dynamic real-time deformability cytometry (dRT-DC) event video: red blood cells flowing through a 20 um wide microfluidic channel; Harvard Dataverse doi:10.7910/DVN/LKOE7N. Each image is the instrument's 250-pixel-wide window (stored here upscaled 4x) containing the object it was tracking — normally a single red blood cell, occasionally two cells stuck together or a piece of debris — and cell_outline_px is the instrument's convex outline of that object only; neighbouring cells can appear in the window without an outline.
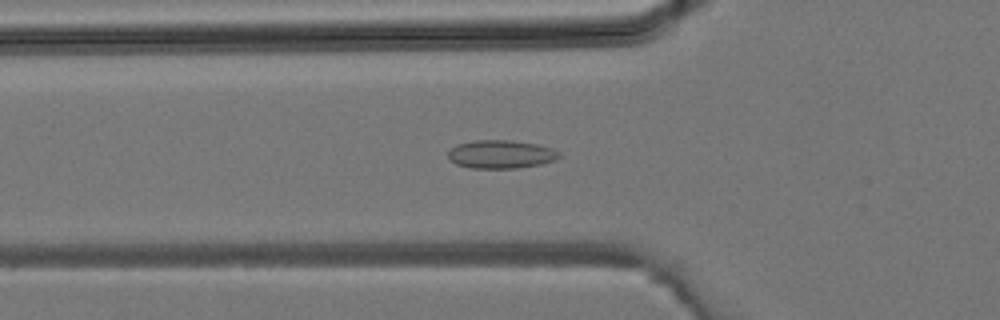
{"species": "common noctule bat (a hibernating species)", "species_latin": "Nyctalus noctula", "temperature_condition": "room temperature", "stored_images_in_passage": 27, "camera_frame_rate_fps": 3000, "um_per_image_px": 0.085, "animal": {"sex": "male", "body_mass_g": 19.2, "forearm_length_mm": 51.8}, "frame": {"image": 1, "passage_image": 5, "time_ms": 1.333, "image_size_px": [1000, 320], "cell_outline_px": [[560, 156], [556, 160], [540, 164], [520, 168], [472, 168], [456, 164], [448, 160], [448, 152], [456, 144], [472, 140], [512, 140], [536, 144], [552, 148], [560, 152]], "centroid_in_image_um": [42.56, 13.11], "position_along_channel_um": 83.2, "area_um2": 18.5}}
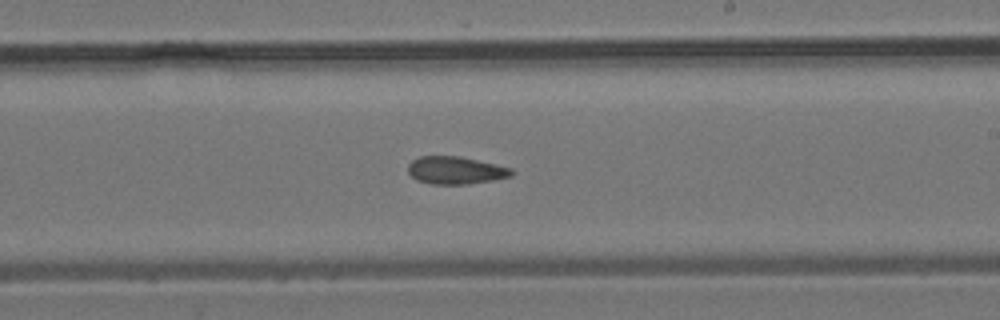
{"frame": {"image": 2, "passage_image": 14, "time_ms": 4.333, "image_size_px": [1000, 320], "cell_outline_px": [[516, 172], [512, 176], [492, 180], [468, 184], [432, 184], [416, 180], [408, 172], [408, 164], [412, 160], [420, 156], [460, 156], [496, 164], [512, 168]], "centroid_in_image_um": [38.74, 14.47], "position_along_channel_um": 250.3, "area_um2": 16.76}}
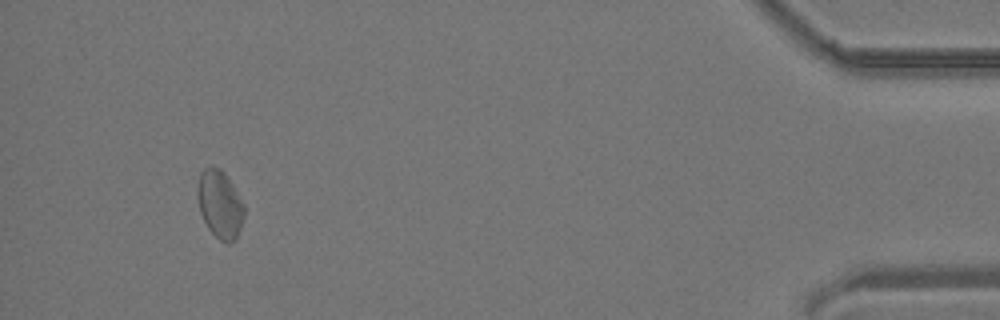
{"frame": {"image": 3, "passage_image": 27, "time_ms": 8.667, "image_size_px": [1000, 320], "cell_outline_px": [[244, 216], [236, 240], [228, 244], [220, 240], [208, 228], [200, 212], [196, 192], [200, 172], [204, 168], [212, 164], [220, 168], [224, 172], [232, 184], [244, 204]], "centroid_in_image_um": [18.68, 17.34], "position_along_channel_um": 416.5, "area_um2": 18.61}}